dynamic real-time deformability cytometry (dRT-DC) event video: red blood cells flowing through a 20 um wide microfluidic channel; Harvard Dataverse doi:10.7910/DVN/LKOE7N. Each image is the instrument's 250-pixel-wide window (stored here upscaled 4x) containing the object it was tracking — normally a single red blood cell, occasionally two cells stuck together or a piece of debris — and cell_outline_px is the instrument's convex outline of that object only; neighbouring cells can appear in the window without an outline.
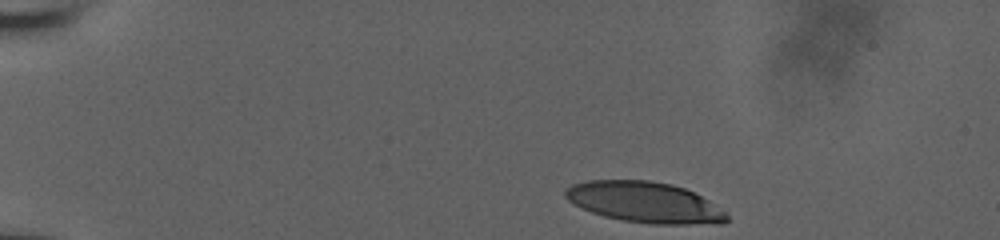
{"species": "human", "species_latin": "Homo sapiens", "temperature_condition": "room temperature", "stored_images_in_passage": 5, "camera_frame_rate_fps": 3000, "um_per_image_px": 0.085, "donor": {"sex": "male"}, "frame": {"image": 1, "passage_image": 1, "time_ms": 0.0, "image_size_px": [1000, 240], "cell_outline_px": [[728, 220], [720, 224], [652, 224], [624, 220], [604, 216], [592, 212], [568, 200], [564, 196], [564, 192], [572, 184], [588, 180], [648, 180], [672, 184], [684, 188], [708, 200], [724, 212], [728, 216]], "centroid_in_image_um": [54.8, 17.19], "position_along_channel_um": 30.2, "area_um2": 38.03}}
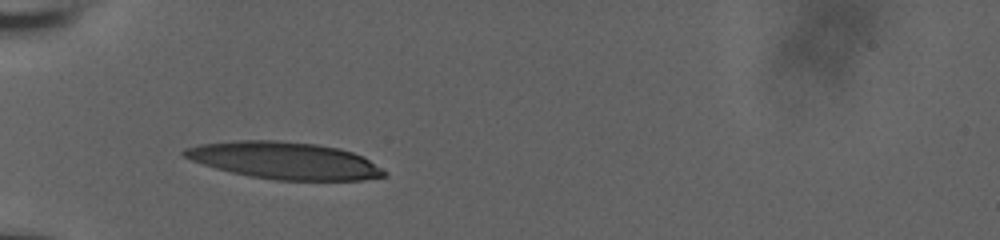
{"frame": {"image": 2, "passage_image": 4, "time_ms": 1.0, "image_size_px": [1000, 240], "cell_outline_px": [[388, 176], [364, 180], [276, 180], [248, 176], [216, 168], [192, 160], [184, 156], [180, 152], [184, 148], [200, 144], [236, 140], [276, 140], [316, 144], [340, 148], [364, 156], [388, 172]], "centroid_in_image_um": [24.22, 13.64], "position_along_channel_um": 60.8, "area_um2": 43.35}}